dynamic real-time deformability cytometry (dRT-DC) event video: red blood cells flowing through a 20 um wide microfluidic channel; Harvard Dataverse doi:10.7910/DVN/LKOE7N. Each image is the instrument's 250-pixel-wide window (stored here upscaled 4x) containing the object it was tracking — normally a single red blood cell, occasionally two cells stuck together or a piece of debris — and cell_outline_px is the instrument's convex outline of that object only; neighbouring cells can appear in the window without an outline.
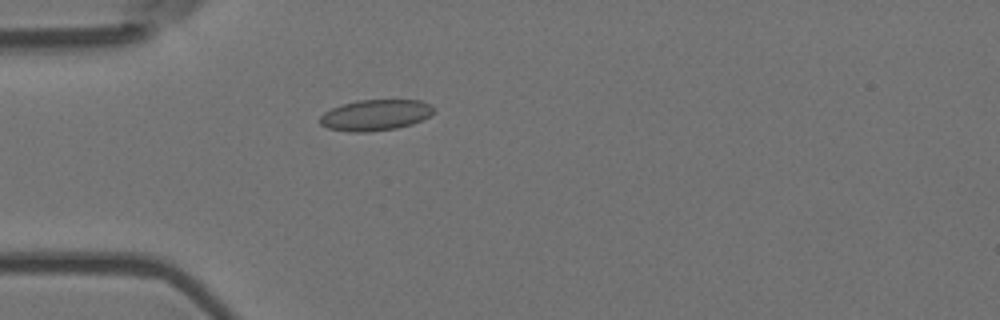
{"species": "Egyptian fruit bat (a non-hibernating species)", "species_latin": "Rousettus aegyptiacus", "temperature_condition": "room temperature", "stored_images_in_passage": 2, "camera_frame_rate_fps": 3000, "um_per_image_px": 0.085, "animal": {"sex": "female"}, "frame": {"image": 1, "passage_image": 2, "time_ms": 0.333, "image_size_px": [1000, 320], "cell_outline_px": [[436, 108], [428, 116], [412, 124], [396, 128], [368, 132], [348, 132], [328, 128], [320, 124], [320, 116], [324, 112], [332, 108], [344, 104], [360, 100], [420, 100], [432, 104]], "centroid_in_image_um": [31.91, 9.78], "position_along_channel_um": 53.1, "area_um2": 20.46}}